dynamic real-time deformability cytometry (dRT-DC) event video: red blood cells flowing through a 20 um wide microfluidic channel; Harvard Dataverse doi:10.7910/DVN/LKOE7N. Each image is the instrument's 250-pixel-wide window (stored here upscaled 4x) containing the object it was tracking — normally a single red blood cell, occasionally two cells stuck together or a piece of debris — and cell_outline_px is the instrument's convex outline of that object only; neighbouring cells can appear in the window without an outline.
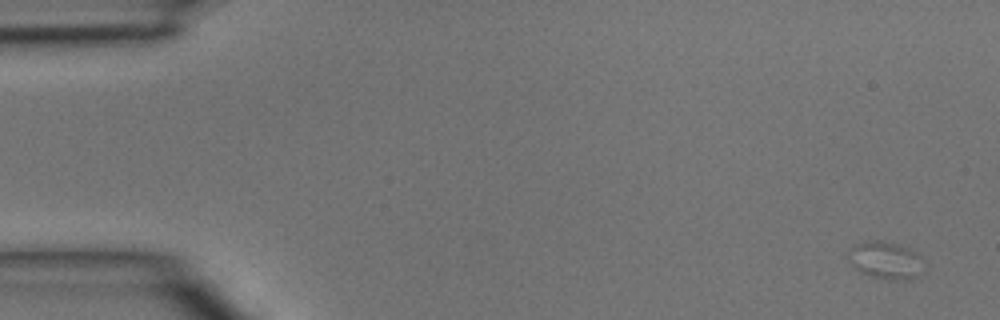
{"species": "common noctule bat (a hibernating species)", "species_latin": "Nyctalus noctula", "temperature_condition": "room temperature", "stored_images_in_passage": 4, "segment_of_instrument_passage": [2, 2], "camera_frame_rate_fps": 3000, "um_per_image_px": 0.085, "animal": {"sex": "male", "body_mass_g": 15.6}, "frame": {"image": 1, "passage_image": 4, "time_ms": 1.0, "image_size_px": [1000, 320], "cell_outline_px": [[924, 272], [920, 280], [892, 280], [868, 276], [852, 268], [844, 252], [856, 244], [868, 240], [880, 240], [912, 248], [916, 252]], "centroid_in_image_um": [75.24, 22.15], "position_along_channel_um": 9.8, "area_um2": 17.22}}